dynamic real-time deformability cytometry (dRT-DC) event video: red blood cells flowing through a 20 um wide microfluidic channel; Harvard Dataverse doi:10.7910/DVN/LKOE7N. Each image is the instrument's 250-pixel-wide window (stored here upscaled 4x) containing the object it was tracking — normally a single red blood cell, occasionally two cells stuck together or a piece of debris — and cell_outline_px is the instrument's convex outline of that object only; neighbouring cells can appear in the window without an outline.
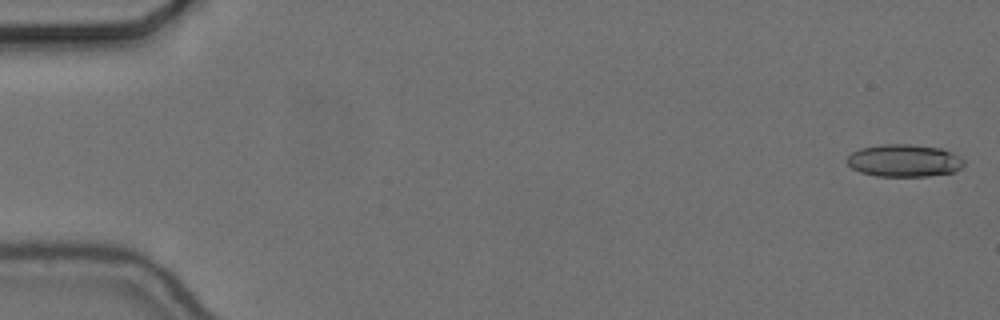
{"species": "common noctule bat (a hibernating species)", "species_latin": "Nyctalus noctula", "temperature_condition": "cold", "stored_images_in_passage": 53, "camera_frame_rate_fps": 3000, "um_per_image_px": 0.085, "animal": {"sex": "female", "body_mass_g": 24.6, "forearm_length_mm": 56.2}, "frame": {"image": 1, "passage_image": 1, "time_ms": 0.0, "image_size_px": [1000, 320], "cell_outline_px": [[964, 164], [960, 168], [952, 172], [928, 176], [876, 176], [860, 172], [852, 168], [844, 160], [852, 152], [860, 148], [880, 144], [912, 144], [940, 148], [952, 152], [960, 156], [964, 160]], "centroid_in_image_um": [76.82, 13.64], "position_along_channel_um": 8.2, "area_um2": 22.25}}
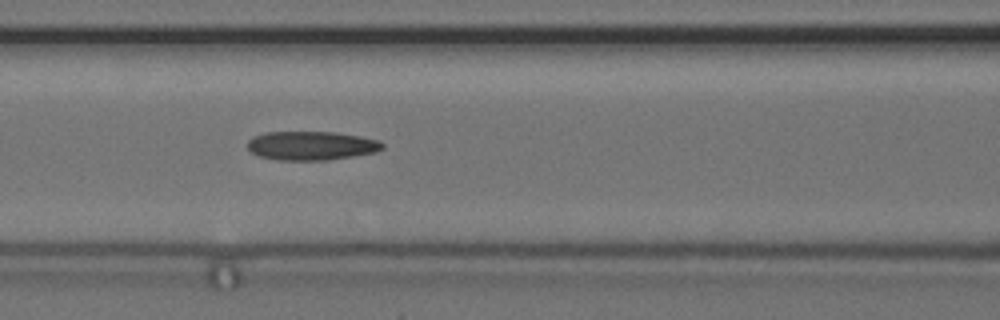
{"frame": {"image": 2, "passage_image": 24, "time_ms": 7.667, "image_size_px": [1000, 320], "cell_outline_px": [[384, 148], [376, 152], [328, 160], [280, 160], [260, 156], [248, 152], [248, 140], [252, 136], [264, 132], [336, 132], [360, 136], [380, 140], [384, 144]], "centroid_in_image_um": [26.46, 12.37], "position_along_channel_um": 140.1, "area_um2": 22.89}}
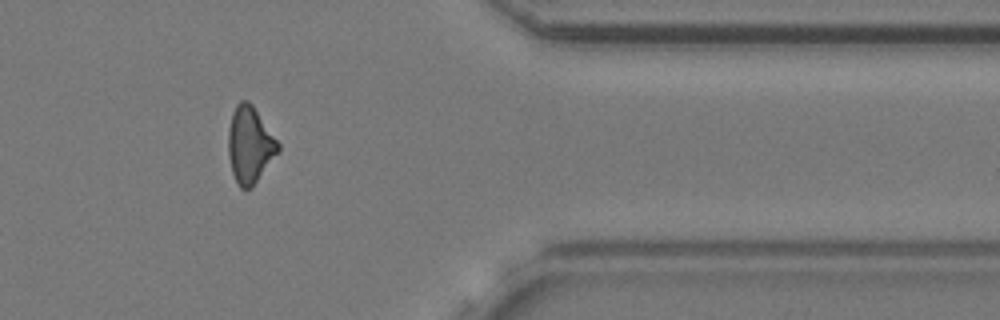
{"frame": {"image": 3, "passage_image": 46, "time_ms": 15.0, "image_size_px": [1000, 320], "cell_outline_px": [[280, 152], [252, 188], [240, 188], [232, 172], [228, 156], [228, 128], [232, 112], [236, 104], [240, 100], [248, 100], [252, 104], [280, 144]], "centroid_in_image_um": [21.24, 12.31], "position_along_channel_um": 390.2, "area_um2": 22.48}, "authors_computed_cell_mechanics": {"area_um2": 22.3108, "velocity_mm_per_s": 3.6836, "shape_relaxation_time_tau1_ms": null, "shape_relaxation_time_tau2_ms": 5.5405, "deformation_change_tau1": null, "deformation_change_tau2": 0.1737}}